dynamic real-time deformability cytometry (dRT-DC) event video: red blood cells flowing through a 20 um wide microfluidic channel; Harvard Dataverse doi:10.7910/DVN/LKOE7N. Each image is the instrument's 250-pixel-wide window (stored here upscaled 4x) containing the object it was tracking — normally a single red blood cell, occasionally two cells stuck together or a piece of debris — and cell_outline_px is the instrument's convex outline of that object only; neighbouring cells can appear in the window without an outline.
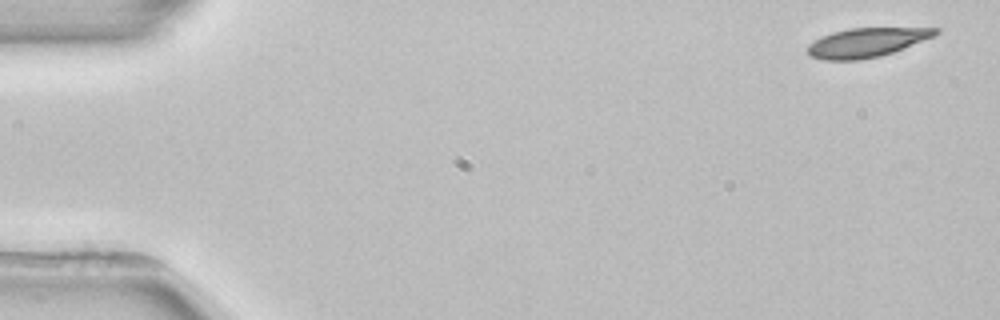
{"species": "common noctule bat (a hibernating species)", "species_latin": "Nyctalus noctula", "temperature_condition": "room temperature", "stored_images_in_passage": 4, "camera_frame_rate_fps": 3000, "um_per_image_px": 0.085, "animal": {"sex": "female", "body_mass_g": 22.7, "forearm_length_mm": 54.2}, "frame": {"image": 1, "passage_image": 1, "time_ms": 0.0, "image_size_px": [1000, 320], "cell_outline_px": [[940, 32], [936, 36], [904, 48], [880, 56], [860, 60], [824, 60], [812, 56], [808, 52], [808, 44], [832, 32], [848, 28], [940, 28]], "centroid_in_image_um": [73.71, 3.61], "position_along_channel_um": 11.3, "area_um2": 21.62}}
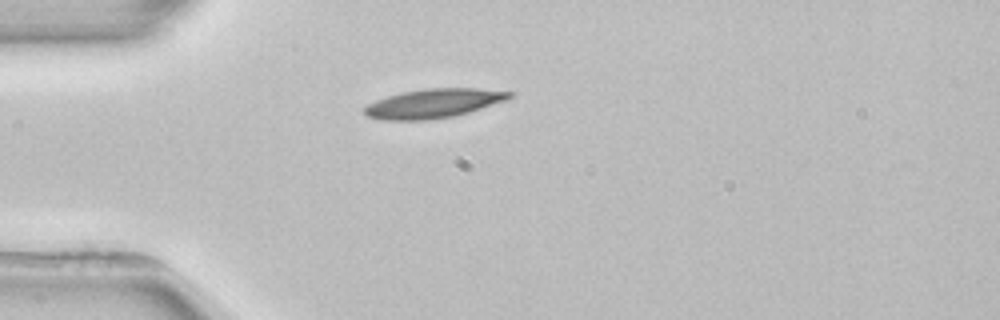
{"frame": {"image": 2, "passage_image": 4, "time_ms": 4.0, "image_size_px": [1000, 320], "cell_outline_px": [[516, 92], [508, 100], [468, 112], [452, 116], [428, 120], [384, 120], [368, 116], [360, 108], [376, 100], [388, 96], [404, 92], [428, 88], [476, 88]], "centroid_in_image_um": [36.87, 8.78], "position_along_channel_um": 48.1, "area_um2": 24.57}}